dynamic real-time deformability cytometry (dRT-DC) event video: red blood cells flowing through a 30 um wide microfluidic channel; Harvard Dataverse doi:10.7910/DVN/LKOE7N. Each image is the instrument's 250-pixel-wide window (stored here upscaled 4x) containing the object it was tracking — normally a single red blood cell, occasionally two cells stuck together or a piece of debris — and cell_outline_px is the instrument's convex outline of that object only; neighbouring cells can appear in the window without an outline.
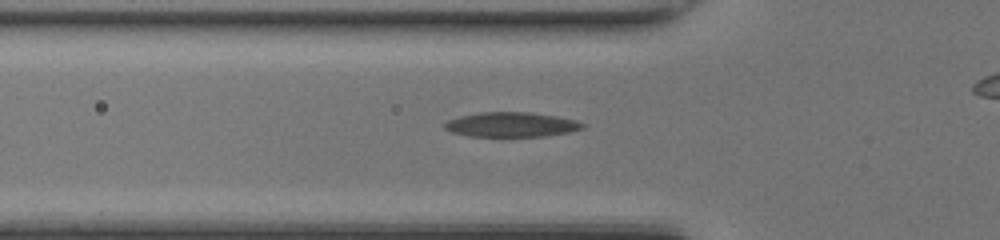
{"species": "common noctule bat (a hibernating species)", "species_latin": "Nyctalus noctula", "temperature_condition": "room temperature", "stored_images_in_passage": 38, "camera_frame_rate_fps": 3000, "um_per_image_px": 0.085, "animal": {"sex": "female", "body_mass_g": 17.0, "forearm_length_mm": 48.0}, "frame": {"image": 1, "passage_image": 15, "time_ms": 4.667, "image_size_px": [1000, 240], "cell_outline_px": [[584, 128], [572, 132], [544, 136], [500, 140], [468, 136], [452, 132], [444, 128], [444, 124], [448, 120], [460, 116], [480, 112], [528, 112], [556, 116], [576, 120], [584, 124]], "centroid_in_image_um": [43.44, 10.65], "position_along_channel_um": 82.4, "area_um2": 20.92}}
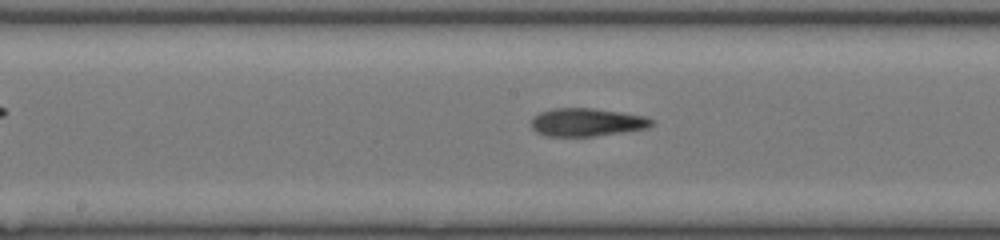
{"frame": {"image": 2, "passage_image": 23, "time_ms": 7.333, "image_size_px": [1000, 240], "cell_outline_px": [[656, 124], [648, 128], [624, 132], [596, 136], [544, 136], [536, 132], [532, 128], [532, 116], [540, 112], [556, 108], [592, 108], [620, 112], [644, 116], [656, 120]], "centroid_in_image_um": [49.91, 10.4], "position_along_channel_um": 198.3, "area_um2": 19.88}}
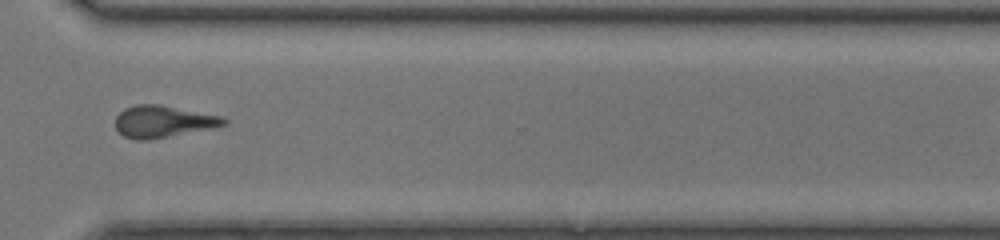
{"frame": {"image": 3, "passage_image": 34, "time_ms": 11.0, "image_size_px": [1000, 240], "cell_outline_px": [[228, 124], [212, 128], [152, 140], [136, 140], [124, 136], [116, 128], [116, 116], [124, 108], [136, 104], [156, 104], [220, 116], [228, 120]], "centroid_in_image_um": [13.85, 10.34], "position_along_channel_um": 356.8, "area_um2": 20.06}}